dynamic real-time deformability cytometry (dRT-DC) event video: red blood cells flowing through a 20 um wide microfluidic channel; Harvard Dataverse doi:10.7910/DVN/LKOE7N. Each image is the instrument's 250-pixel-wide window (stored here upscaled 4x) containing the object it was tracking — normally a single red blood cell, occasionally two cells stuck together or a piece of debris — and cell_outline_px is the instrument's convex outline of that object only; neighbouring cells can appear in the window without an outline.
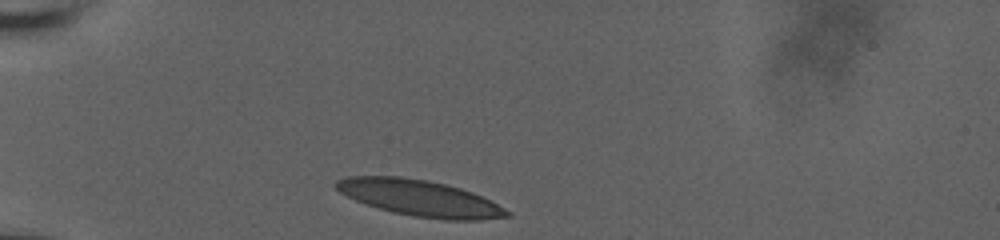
{"species": "human", "species_latin": "Homo sapiens", "temperature_condition": "room temperature", "stored_images_in_passage": 33, "camera_frame_rate_fps": 3000, "um_per_image_px": 0.085, "donor": {"sex": "male"}, "frame": {"image": 1, "passage_image": 1, "time_ms": 0.0, "image_size_px": [1000, 240], "cell_outline_px": [[512, 216], [480, 220], [444, 220], [412, 216], [392, 212], [356, 200], [340, 192], [332, 184], [336, 180], [348, 176], [400, 176], [428, 180], [460, 188], [472, 192], [512, 212]], "centroid_in_image_um": [35.67, 16.83], "position_along_channel_um": 49.3, "area_um2": 35.84}}
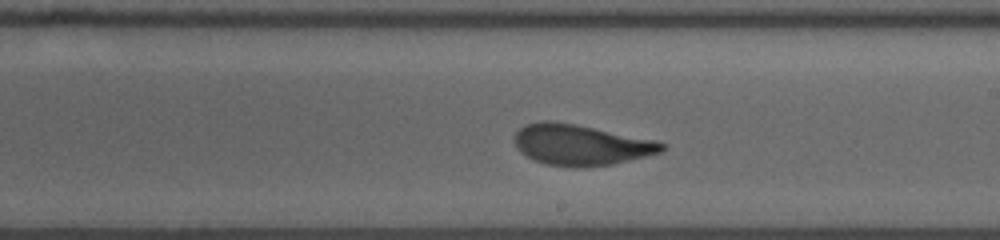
{"frame": {"image": 2, "passage_image": 19, "time_ms": 6.0, "image_size_px": [1000, 240], "cell_outline_px": [[668, 144], [660, 152], [612, 164], [584, 168], [572, 168], [544, 164], [532, 160], [520, 152], [516, 148], [512, 140], [516, 132], [524, 124], [540, 120], [552, 120], [656, 140]], "centroid_in_image_um": [49.29, 12.32], "position_along_channel_um": 239.7, "area_um2": 35.32}}
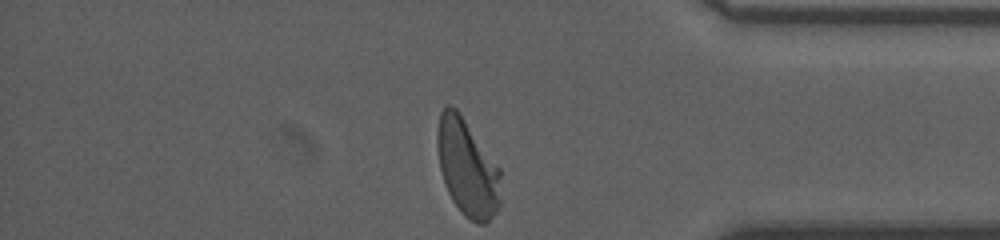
{"frame": {"image": 3, "passage_image": 33, "time_ms": 10.667, "image_size_px": [1000, 240], "cell_outline_px": [[500, 204], [496, 212], [484, 224], [476, 224], [464, 216], [460, 212], [452, 200], [444, 184], [440, 168], [436, 144], [436, 132], [440, 112], [448, 104], [456, 108], [460, 112], [500, 168]], "centroid_in_image_um": [39.7, 14.25], "position_along_channel_um": 395.5, "area_um2": 36.18}, "authors_computed_cell_mechanics": {"area_um2": 35.0268, "velocity_mm_per_s": 3.6873, "shape_relaxation_time_tau1_ms": 3.4823, "shape_relaxation_time_tau2_ms": 0.8258, "deformation_change_tau1": 0.1581, "deformation_change_tau2": 0.0679}}